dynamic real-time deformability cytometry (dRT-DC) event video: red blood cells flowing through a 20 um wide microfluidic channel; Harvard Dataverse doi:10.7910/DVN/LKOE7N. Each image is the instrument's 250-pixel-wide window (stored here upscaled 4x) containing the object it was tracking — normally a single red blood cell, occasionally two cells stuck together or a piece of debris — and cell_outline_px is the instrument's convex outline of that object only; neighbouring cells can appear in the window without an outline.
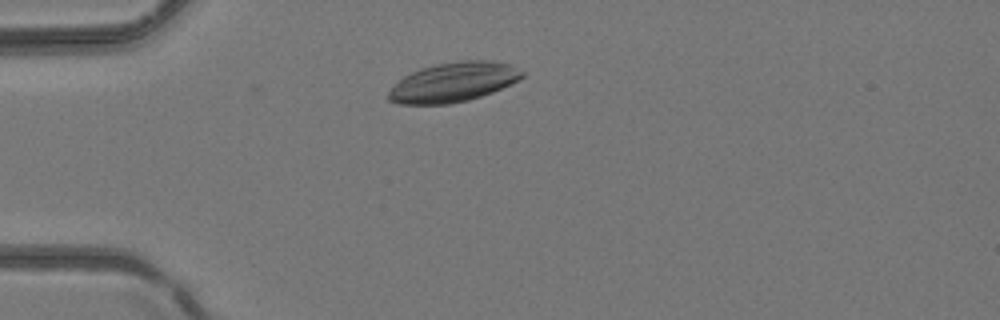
{"species": "common noctule bat (a hibernating species)", "species_latin": "Nyctalus noctula", "temperature_condition": "room temperature", "stored_images_in_passage": 2, "camera_frame_rate_fps": 3000, "um_per_image_px": 0.085, "animal": {"sex": "female", "body_mass_g": 24.6, "forearm_length_mm": 56.2}, "frame": {"image": 1, "passage_image": 2, "time_ms": 0.333, "image_size_px": [1000, 320], "cell_outline_px": [[524, 76], [520, 80], [512, 84], [492, 92], [468, 100], [448, 104], [396, 104], [388, 100], [388, 92], [404, 76], [420, 68], [436, 64], [460, 60], [492, 60], [512, 64], [524, 72]], "centroid_in_image_um": [38.58, 6.97], "position_along_channel_um": 46.4, "area_um2": 30.92}}